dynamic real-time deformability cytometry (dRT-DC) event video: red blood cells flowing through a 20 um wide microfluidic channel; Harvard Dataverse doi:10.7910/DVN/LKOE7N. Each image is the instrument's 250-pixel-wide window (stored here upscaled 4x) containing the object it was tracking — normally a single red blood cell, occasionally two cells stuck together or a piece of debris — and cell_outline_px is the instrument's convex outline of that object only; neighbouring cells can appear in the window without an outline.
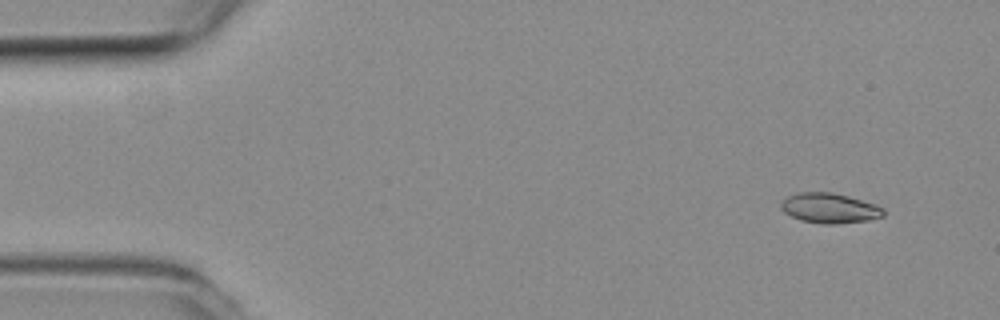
{"species": "common noctule bat (a hibernating species)", "species_latin": "Nyctalus noctula", "temperature_condition": "room temperature", "stored_images_in_passage": 10, "camera_frame_rate_fps": 3000, "um_per_image_px": 0.085, "animal": {"sex": "female", "body_mass_g": 19.3, "forearm_length_mm": 54.1}, "frame": {"image": 1, "passage_image": 3, "time_ms": 0.667, "image_size_px": [1000, 320], "cell_outline_px": [[884, 216], [868, 220], [836, 224], [824, 224], [800, 220], [784, 212], [780, 208], [780, 204], [788, 196], [800, 192], [832, 192], [848, 196], [876, 204], [884, 208]], "centroid_in_image_um": [70.53, 17.69], "position_along_channel_um": 14.5, "area_um2": 17.92}}